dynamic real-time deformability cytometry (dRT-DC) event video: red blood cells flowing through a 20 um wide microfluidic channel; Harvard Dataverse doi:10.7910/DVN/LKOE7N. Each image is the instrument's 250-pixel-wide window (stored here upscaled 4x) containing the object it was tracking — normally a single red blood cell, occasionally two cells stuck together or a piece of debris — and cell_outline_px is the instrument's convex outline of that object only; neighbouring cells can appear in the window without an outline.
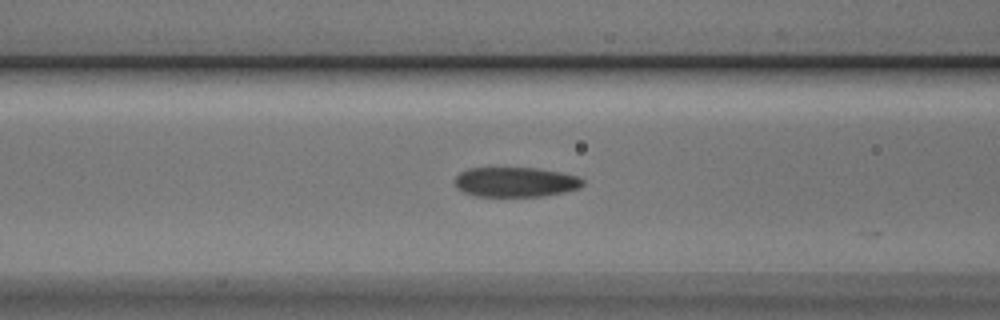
{"species": "Egyptian fruit bat (a non-hibernating species)", "species_latin": "Rousettus aegyptiacus", "temperature_condition": "cold", "stored_images_in_passage": 31, "camera_frame_rate_fps": 3000, "um_per_image_px": 0.085, "animal": {"sex": "male"}, "frame": {"image": 1, "passage_image": 5, "time_ms": 1.333, "image_size_px": [1000, 320], "cell_outline_px": [[584, 184], [580, 188], [564, 192], [544, 196], [476, 196], [464, 192], [456, 188], [452, 180], [460, 172], [468, 168], [536, 168], [560, 172], [576, 176], [584, 180]], "centroid_in_image_um": [43.79, 15.47], "position_along_channel_um": 122.8, "area_um2": 22.37}}
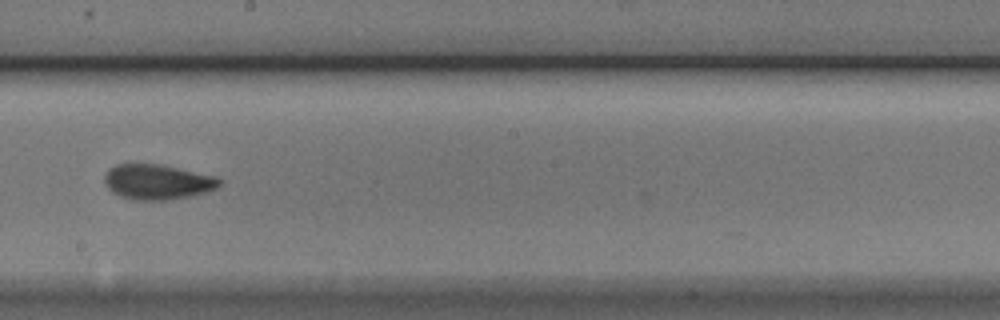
{"frame": {"image": 2, "passage_image": 14, "time_ms": 4.333, "image_size_px": [1000, 320], "cell_outline_px": [[220, 188], [208, 192], [192, 196], [168, 200], [132, 200], [120, 196], [112, 192], [108, 188], [104, 180], [104, 176], [108, 168], [116, 164], [160, 164], [216, 176], [220, 180]], "centroid_in_image_um": [13.39, 15.47], "position_along_channel_um": 234.8, "area_um2": 23.81}}
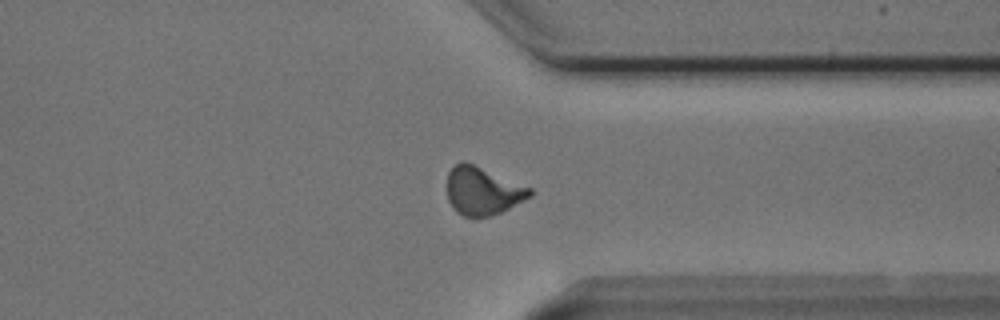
{"frame": {"image": 3, "passage_image": 25, "time_ms": 8.0, "image_size_px": [1000, 320], "cell_outline_px": [[532, 196], [492, 216], [464, 216], [456, 212], [452, 208], [448, 200], [448, 172], [456, 164], [464, 160], [532, 188]], "centroid_in_image_um": [41.02, 16.22], "position_along_channel_um": 370.4, "area_um2": 23.0}, "authors_computed_cell_mechanics": {"area_um2": 22.7154, "velocity_mm_per_s": 3.7352, "shape_relaxation_time_tau1_ms": 3.0728, "shape_relaxation_time_tau2_ms": 1.4725, "deformation_change_tau1": 0.1231, "deformation_change_tau2": 0.0644}}